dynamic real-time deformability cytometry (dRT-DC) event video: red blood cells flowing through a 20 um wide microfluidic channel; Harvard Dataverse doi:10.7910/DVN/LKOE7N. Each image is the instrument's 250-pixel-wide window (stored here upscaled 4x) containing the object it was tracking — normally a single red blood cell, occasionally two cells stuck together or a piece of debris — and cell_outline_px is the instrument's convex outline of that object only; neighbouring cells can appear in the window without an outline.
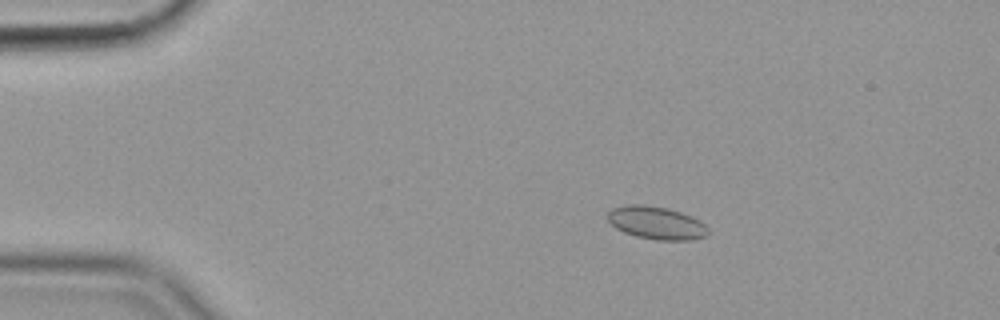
{"species": "common noctule bat (a hibernating species)", "species_latin": "Nyctalus noctula", "temperature_condition": "cold", "stored_images_in_passage": 58, "camera_frame_rate_fps": 3000, "um_per_image_px": 0.085, "animal": {"sex": "female", "body_mass_g": 19.9}, "frame": {"image": 1, "passage_image": 11, "time_ms": 3.333, "image_size_px": [1000, 320], "cell_outline_px": [[708, 236], [692, 240], [656, 240], [636, 236], [624, 232], [616, 228], [608, 220], [608, 212], [612, 208], [628, 204], [644, 204], [668, 208], [692, 216], [700, 220], [708, 228]], "centroid_in_image_um": [55.81, 18.94], "position_along_channel_um": 29.2, "area_um2": 19.36}}
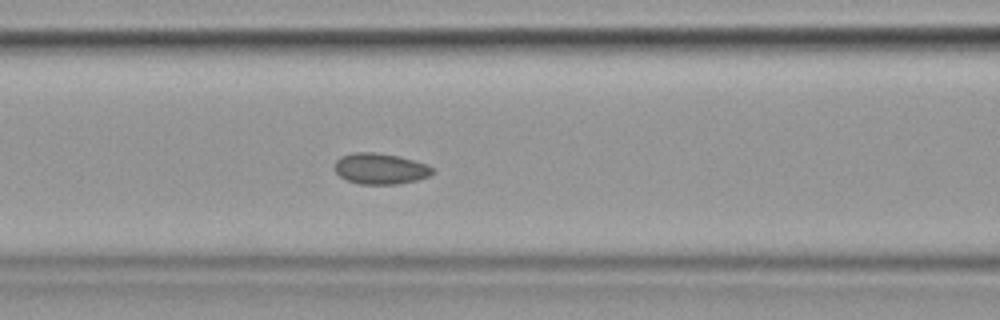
{"frame": {"image": 2, "passage_image": 25, "time_ms": 8.0, "image_size_px": [1000, 320], "cell_outline_px": [[436, 172], [428, 176], [416, 180], [396, 184], [360, 184], [344, 180], [336, 172], [336, 160], [340, 156], [352, 152], [376, 152], [400, 156], [428, 164]], "centroid_in_image_um": [32.33, 14.33], "position_along_channel_um": 134.3, "area_um2": 17.8}}
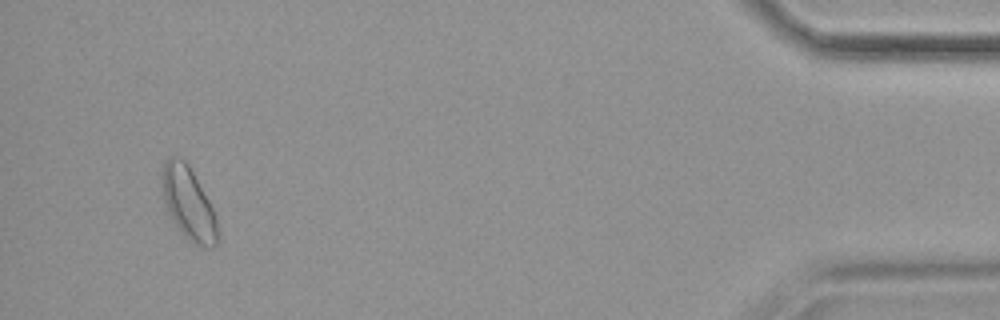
{"frame": {"image": 3, "passage_image": 55, "time_ms": 18.0, "image_size_px": [1000, 320], "cell_outline_px": [[216, 244], [212, 248], [208, 248], [192, 244], [180, 232], [168, 212], [164, 200], [160, 176], [164, 160], [168, 156], [180, 156], [188, 164], [208, 200], [212, 208], [216, 220]], "centroid_in_image_um": [15.96, 17.25], "position_along_channel_um": 419.2, "area_um2": 23.41}, "authors_computed_cell_mechanics": {"area_um2": 18.1492, "velocity_mm_per_s": 3.5401, "shape_relaxation_time_tau1_ms": null, "shape_relaxation_time_tau2_ms": 2.1151, "deformation_change_tau1": null, "deformation_change_tau2": 0.0659}}